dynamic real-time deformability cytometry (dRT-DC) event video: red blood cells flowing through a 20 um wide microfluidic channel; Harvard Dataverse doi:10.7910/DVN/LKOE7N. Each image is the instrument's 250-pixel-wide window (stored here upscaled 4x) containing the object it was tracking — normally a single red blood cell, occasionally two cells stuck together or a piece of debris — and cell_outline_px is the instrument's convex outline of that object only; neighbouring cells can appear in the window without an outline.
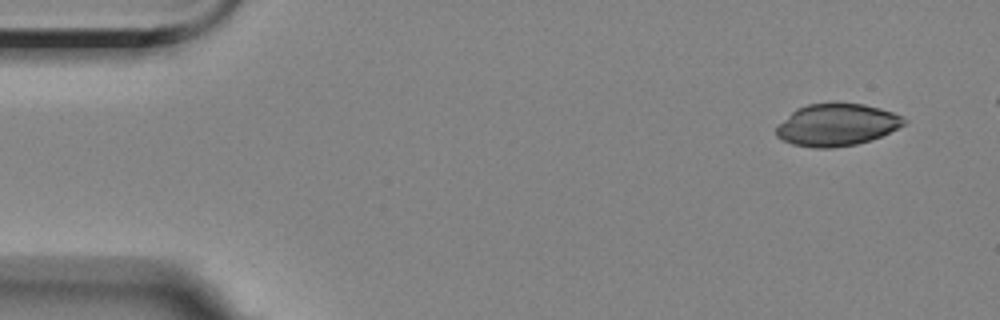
{"species": "Egyptian fruit bat (a non-hibernating species)", "species_latin": "Rousettus aegyptiacus", "temperature_condition": "room temperature", "stored_images_in_passage": 5, "segment_of_instrument_passage": [2, 2], "camera_frame_rate_fps": 3000, "um_per_image_px": 0.085, "animal": {"sex": "female"}, "frame": {"image": 1, "passage_image": 5, "time_ms": 6.0, "image_size_px": [1000, 320], "cell_outline_px": [[908, 120], [904, 124], [872, 140], [856, 144], [832, 148], [812, 148], [792, 144], [776, 136], [776, 128], [796, 108], [808, 104], [836, 100], [864, 104], [880, 108], [892, 112]], "centroid_in_image_um": [71.11, 10.58], "position_along_channel_um": 13.9, "area_um2": 31.73}}